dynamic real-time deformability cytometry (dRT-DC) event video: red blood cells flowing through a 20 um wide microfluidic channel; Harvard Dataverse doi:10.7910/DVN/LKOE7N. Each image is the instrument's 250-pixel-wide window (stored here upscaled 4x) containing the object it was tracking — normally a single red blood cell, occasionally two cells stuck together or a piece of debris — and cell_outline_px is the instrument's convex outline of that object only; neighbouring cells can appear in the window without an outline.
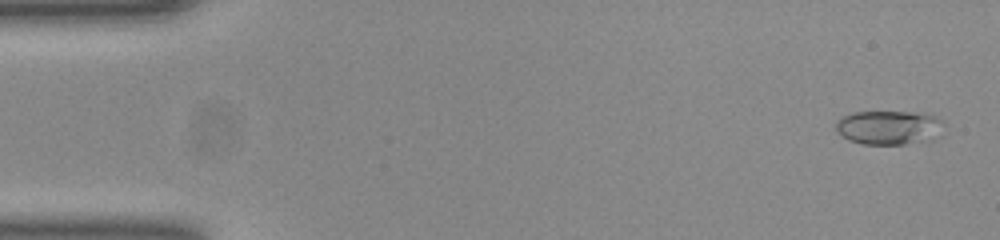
{"species": "common noctule bat (a hibernating species)", "species_latin": "Nyctalus noctula", "temperature_condition": "room temperature", "stored_images_in_passage": 52, "camera_frame_rate_fps": 3000, "um_per_image_px": 0.085, "animal": {"sex": "female", "body_mass_g": 23.0, "forearm_length_mm": 53.4}, "frame": {"image": 1, "passage_image": 2, "time_ms": 0.333, "image_size_px": [1000, 240], "cell_outline_px": [[940, 136], [928, 140], [904, 144], [864, 144], [848, 140], [836, 128], [836, 120], [852, 112], [912, 112], [936, 116], [940, 120]], "centroid_in_image_um": [75.53, 10.84], "position_along_channel_um": 9.5, "area_um2": 21.1}}
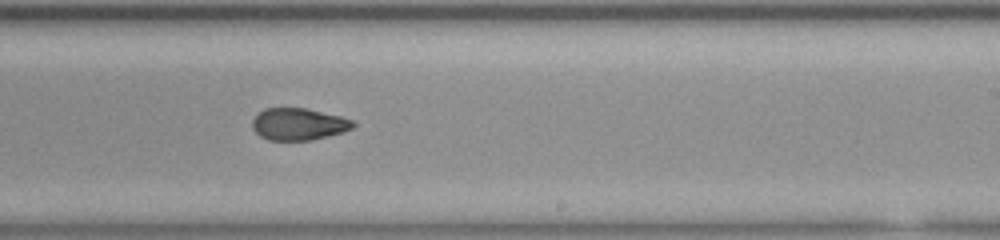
{"frame": {"image": 2, "passage_image": 31, "time_ms": 10.0, "image_size_px": [1000, 240], "cell_outline_px": [[356, 124], [352, 128], [344, 132], [312, 140], [268, 140], [260, 136], [252, 128], [252, 120], [256, 112], [264, 108], [304, 108], [340, 116], [352, 120]], "centroid_in_image_um": [25.34, 10.55], "position_along_channel_um": 263.7, "area_um2": 18.9}}
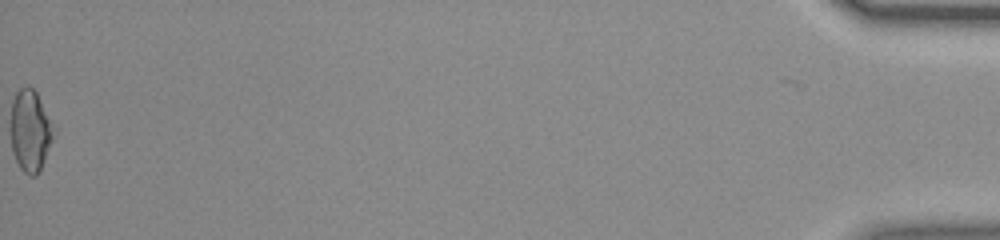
{"frame": {"image": 3, "passage_image": 52, "time_ms": 17.0, "image_size_px": [1000, 240], "cell_outline_px": [[52, 140], [40, 172], [36, 176], [28, 176], [20, 168], [12, 152], [12, 100], [16, 92], [20, 88], [28, 84], [36, 92], [52, 124]], "centroid_in_image_um": [2.56, 11.13], "position_along_channel_um": 432.6, "area_um2": 20.0}, "authors_computed_cell_mechanics": {"area_um2": 19.9121, "velocity_mm_per_s": 3.9435, "shape_relaxation_time_tau1_ms": 8.5288, "shape_relaxation_time_tau2_ms": 1.7318, "deformation_change_tau1": 0.2, "deformation_change_tau2": 0.0761}}